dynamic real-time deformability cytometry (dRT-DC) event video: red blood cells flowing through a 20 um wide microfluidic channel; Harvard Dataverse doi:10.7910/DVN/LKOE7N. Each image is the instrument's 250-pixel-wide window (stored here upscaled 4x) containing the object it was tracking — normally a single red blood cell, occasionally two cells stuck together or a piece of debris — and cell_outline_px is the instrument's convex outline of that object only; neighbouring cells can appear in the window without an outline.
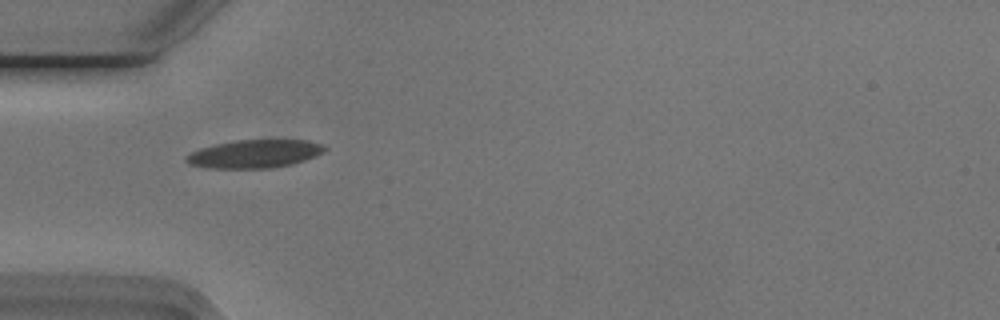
{"species": "Egyptian fruit bat (a non-hibernating species)", "species_latin": "Rousettus aegyptiacus", "temperature_condition": "cold", "stored_images_in_passage": 37, "camera_frame_rate_fps": 3000, "um_per_image_px": 0.085, "animal": {"sex": "male"}, "frame": {"image": 1, "passage_image": 3, "time_ms": 0.667, "image_size_px": [1000, 320], "cell_outline_px": [[328, 148], [324, 152], [316, 156], [292, 164], [268, 168], [204, 168], [188, 164], [184, 160], [184, 156], [200, 148], [216, 144], [236, 140], [308, 140], [320, 144]], "centroid_in_image_um": [21.61, 13.08], "position_along_channel_um": 63.4, "area_um2": 22.77}}
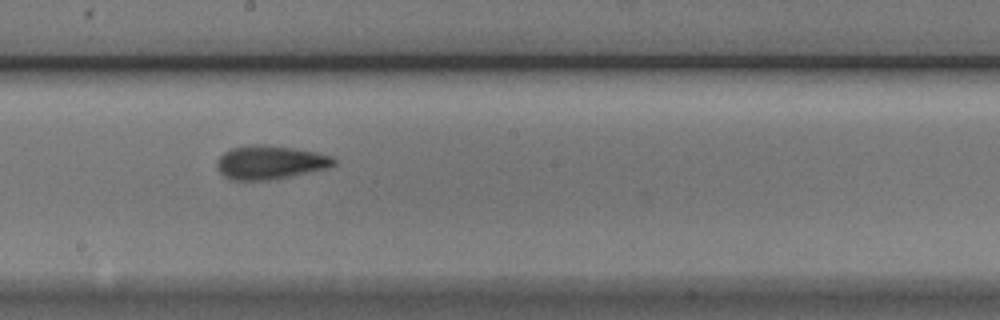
{"frame": {"image": 2, "passage_image": 16, "time_ms": 5.0, "image_size_px": [1000, 320], "cell_outline_px": [[336, 164], [324, 168], [308, 172], [272, 180], [228, 180], [216, 168], [216, 160], [224, 152], [232, 148], [252, 144], [264, 144], [292, 148], [316, 152], [332, 156], [336, 160]], "centroid_in_image_um": [22.9, 13.8], "position_along_channel_um": 225.3, "area_um2": 22.95}}
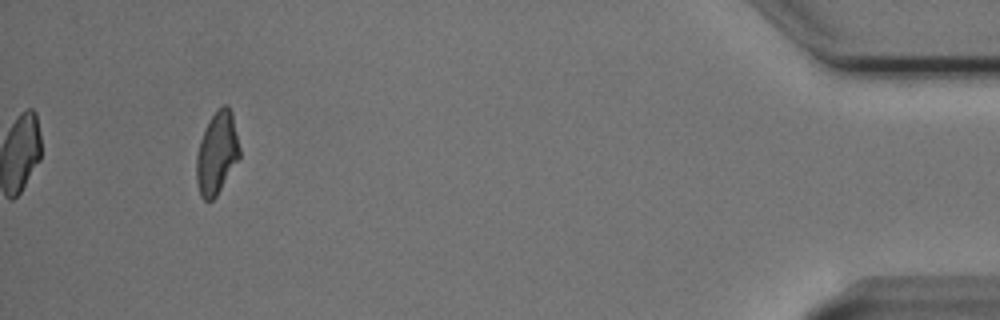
{"frame": {"image": 3, "passage_image": 37, "time_ms": 12.0, "image_size_px": [1000, 320], "cell_outline_px": [[240, 156], [216, 196], [212, 200], [204, 200], [200, 196], [196, 180], [196, 156], [200, 140], [212, 116], [224, 104], [228, 104], [232, 112], [240, 148]], "centroid_in_image_um": [18.43, 13.03], "position_along_channel_um": 416.8, "area_um2": 20.4}, "authors_computed_cell_mechanics": {"area_um2": 21.4438, "velocity_mm_per_s": 3.7687, "shape_relaxation_time_tau1_ms": 5.6594, "shape_relaxation_time_tau2_ms": 2.1252, "deformation_change_tau1": 0.1578, "deformation_change_tau2": 0.0873}}